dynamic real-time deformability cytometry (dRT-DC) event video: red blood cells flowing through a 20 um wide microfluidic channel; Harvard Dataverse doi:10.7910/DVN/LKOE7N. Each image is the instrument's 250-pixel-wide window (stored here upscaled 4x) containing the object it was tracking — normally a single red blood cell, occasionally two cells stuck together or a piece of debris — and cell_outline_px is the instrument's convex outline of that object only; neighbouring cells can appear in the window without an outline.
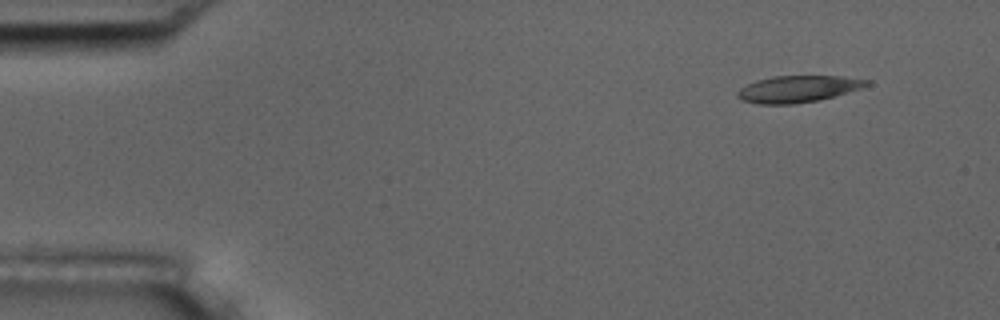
{"species": "common noctule bat (a hibernating species)", "species_latin": "Nyctalus noctula", "temperature_condition": "room temperature", "stored_images_in_passage": 4, "camera_frame_rate_fps": 3000, "um_per_image_px": 0.085, "animal": {"sex": "male", "body_mass_g": 17.5, "forearm_length_mm": 52.3}, "frame": {"image": 1, "passage_image": 1, "time_ms": 0.0, "image_size_px": [1000, 320], "cell_outline_px": [[872, 80], [868, 84], [860, 88], [820, 100], [792, 104], [756, 104], [740, 100], [736, 96], [736, 92], [740, 88], [756, 80], [772, 76], [840, 76]], "centroid_in_image_um": [67.77, 7.56], "position_along_channel_um": 17.2, "area_um2": 20.11}}
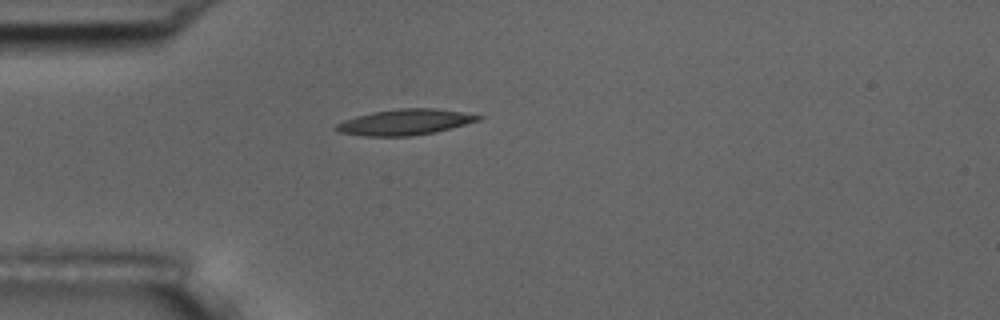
{"frame": {"image": 2, "passage_image": 4, "time_ms": 3.333, "image_size_px": [1000, 320], "cell_outline_px": [[484, 116], [480, 120], [436, 132], [412, 136], [364, 136], [340, 132], [332, 128], [336, 124], [344, 120], [356, 116], [372, 112], [400, 108], [436, 108]], "centroid_in_image_um": [34.4, 10.38], "position_along_channel_um": 50.6, "area_um2": 21.33}}